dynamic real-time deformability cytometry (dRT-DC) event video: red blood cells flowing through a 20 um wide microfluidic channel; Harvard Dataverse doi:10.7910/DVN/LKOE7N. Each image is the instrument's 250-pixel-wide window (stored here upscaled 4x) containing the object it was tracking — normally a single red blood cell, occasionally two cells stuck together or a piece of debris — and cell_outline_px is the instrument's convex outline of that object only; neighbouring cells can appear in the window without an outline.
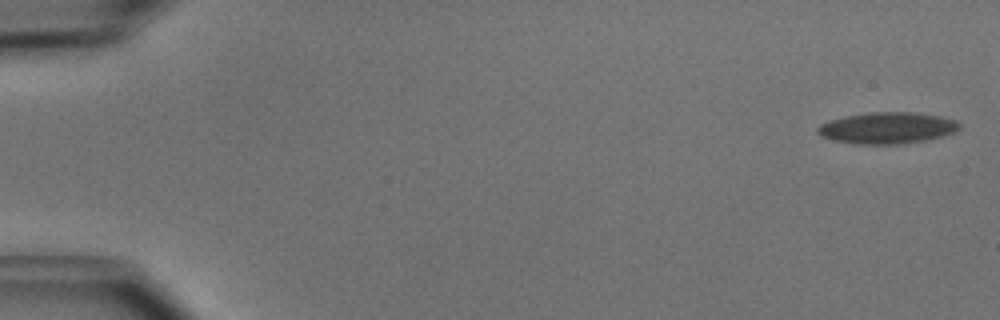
{"species": "common noctule bat (a hibernating species)", "species_latin": "Nyctalus noctula", "temperature_condition": "cold", "stored_images_in_passage": 10, "camera_frame_rate_fps": 3000, "um_per_image_px": 0.085, "animal": {"sex": "male", "body_mass_g": 15.6}, "frame": {"image": 1, "passage_image": 1, "time_ms": 0.0, "image_size_px": [1000, 320], "cell_outline_px": [[960, 128], [956, 132], [944, 136], [928, 140], [900, 144], [860, 144], [832, 140], [820, 136], [816, 132], [816, 128], [820, 124], [832, 120], [848, 116], [868, 112], [912, 112], [940, 116], [956, 120], [960, 124]], "centroid_in_image_um": [75.44, 10.88], "position_along_channel_um": 9.6, "area_um2": 26.07}}